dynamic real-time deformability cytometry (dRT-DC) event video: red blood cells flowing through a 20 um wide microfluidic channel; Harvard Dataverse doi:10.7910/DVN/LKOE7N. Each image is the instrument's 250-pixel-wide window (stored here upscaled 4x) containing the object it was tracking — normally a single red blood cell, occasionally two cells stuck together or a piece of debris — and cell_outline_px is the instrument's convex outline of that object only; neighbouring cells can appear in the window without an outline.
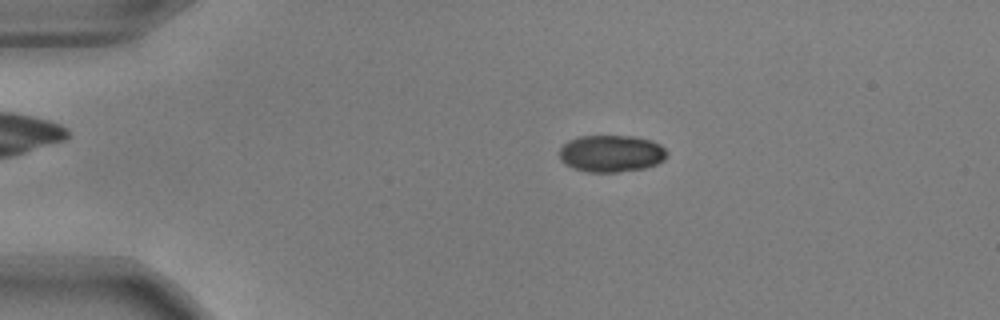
{"species": "common noctule bat (a hibernating species)", "species_latin": "Nyctalus noctula", "temperature_condition": "warm", "stored_images_in_passage": 48, "camera_frame_rate_fps": 3000, "um_per_image_px": 0.085, "animal": {"sex": "male", "body_mass_g": 17.9, "forearm_length_mm": 54.2}, "frame": {"image": 1, "passage_image": 5, "time_ms": 1.333, "image_size_px": [1000, 320], "cell_outline_px": [[668, 156], [664, 160], [656, 164], [644, 168], [616, 172], [588, 172], [572, 168], [564, 164], [560, 160], [560, 148], [568, 140], [580, 136], [636, 136], [652, 140], [660, 144], [668, 152]], "centroid_in_image_um": [51.96, 13.04], "position_along_channel_um": 33.0, "area_um2": 23.41}}
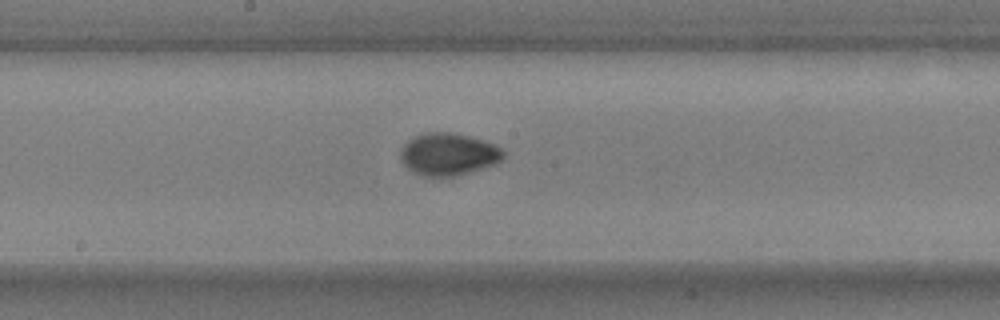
{"frame": {"image": 2, "passage_image": 23, "time_ms": 7.333, "image_size_px": [1000, 320], "cell_outline_px": [[504, 156], [500, 160], [492, 164], [480, 168], [452, 176], [424, 176], [408, 168], [400, 160], [400, 152], [404, 144], [408, 140], [416, 136], [428, 132], [448, 132], [468, 136], [484, 140], [496, 144], [504, 152]], "centroid_in_image_um": [38.09, 13.09], "position_along_channel_um": 210.1, "area_um2": 24.85}}
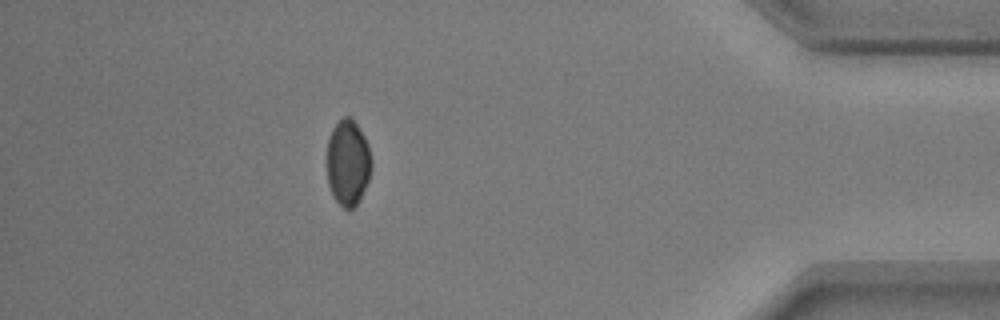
{"frame": {"image": 3, "passage_image": 42, "time_ms": 13.667, "image_size_px": [1000, 320], "cell_outline_px": [[372, 168], [368, 180], [360, 200], [352, 208], [344, 208], [336, 200], [328, 184], [328, 140], [332, 128], [344, 116], [352, 116], [364, 136], [368, 144], [372, 160]], "centroid_in_image_um": [29.6, 13.8], "position_along_channel_um": 405.6, "area_um2": 22.2}, "authors_computed_cell_mechanics": {"area_um2": 23.3801, "velocity_mm_per_s": 3.7675, "shape_relaxation_time_tau1_ms": 4.0114, "shape_relaxation_time_tau2_ms": null, "deformation_change_tau1": 0.1214, "deformation_change_tau2": null}}